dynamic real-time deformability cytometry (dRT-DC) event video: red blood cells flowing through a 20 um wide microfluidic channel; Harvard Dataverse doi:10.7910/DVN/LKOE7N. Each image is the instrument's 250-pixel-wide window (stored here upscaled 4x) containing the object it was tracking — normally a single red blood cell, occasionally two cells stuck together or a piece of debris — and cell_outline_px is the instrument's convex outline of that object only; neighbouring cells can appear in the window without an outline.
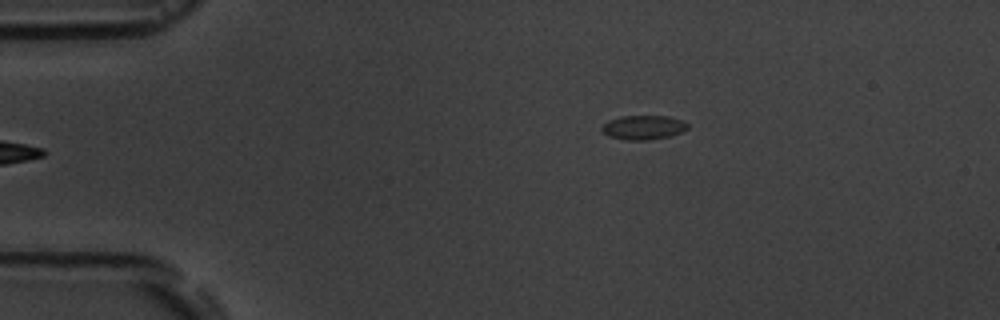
{"species": "common noctule bat (a hibernating species)", "species_latin": "Nyctalus noctula", "temperature_condition": "room temperature", "stored_images_in_passage": 4, "segment_of_instrument_passage": [2, 2], "camera_frame_rate_fps": 3000, "um_per_image_px": 0.085, "animal": {"sex": "male", "body_mass_g": 19.5, "forearm_length_mm": 54.6}, "frame": {"image": 1, "passage_image": 4, "time_ms": 3.667, "image_size_px": [1000, 320], "cell_outline_px": [[688, 128], [680, 132], [668, 136], [644, 140], [628, 140], [608, 136], [600, 128], [608, 120], [620, 116], [668, 116], [684, 120], [688, 124]], "centroid_in_image_um": [54.68, 10.81], "position_along_channel_um": 30.3, "area_um2": 12.02}}